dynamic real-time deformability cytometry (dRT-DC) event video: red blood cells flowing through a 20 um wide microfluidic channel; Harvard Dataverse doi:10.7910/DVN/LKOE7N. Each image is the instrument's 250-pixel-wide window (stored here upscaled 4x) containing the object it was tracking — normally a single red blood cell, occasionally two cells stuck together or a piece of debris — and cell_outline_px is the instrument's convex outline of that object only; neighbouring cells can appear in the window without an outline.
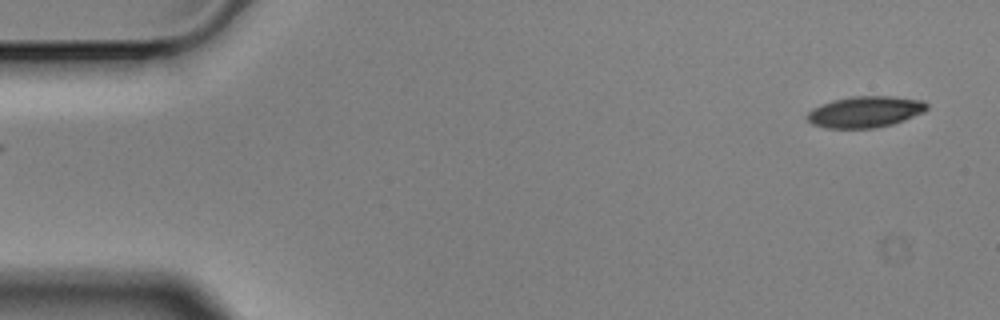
{"species": "Egyptian fruit bat (a non-hibernating species)", "species_latin": "Rousettus aegyptiacus", "temperature_condition": "cold", "stored_images_in_passage": 3, "segment_of_instrument_passage": [2, 2], "camera_frame_rate_fps": 3000, "um_per_image_px": 0.085, "animal": {"sex": "male"}, "frame": {"image": 1, "passage_image": 3, "time_ms": 0.667, "image_size_px": [1000, 320], "cell_outline_px": [[928, 108], [924, 112], [904, 120], [892, 124], [876, 128], [824, 128], [812, 124], [804, 116], [812, 108], [820, 104], [832, 100], [852, 96], [892, 96], [924, 100], [928, 104]], "centroid_in_image_um": [73.52, 9.5], "position_along_channel_um": 11.5, "area_um2": 22.08}}